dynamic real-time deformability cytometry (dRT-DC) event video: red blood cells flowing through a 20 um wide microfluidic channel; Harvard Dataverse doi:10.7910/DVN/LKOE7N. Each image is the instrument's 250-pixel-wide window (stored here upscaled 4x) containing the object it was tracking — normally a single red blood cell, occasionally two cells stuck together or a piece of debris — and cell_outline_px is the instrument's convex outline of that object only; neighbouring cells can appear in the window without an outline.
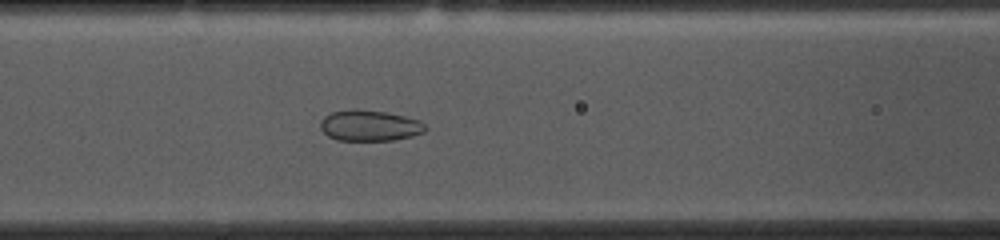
{"species": "common noctule bat (a hibernating species)", "species_latin": "Nyctalus noctula", "temperature_condition": "cold", "stored_images_in_passage": 53, "camera_frame_rate_fps": 3000, "um_per_image_px": 0.085, "animal": {"sex": "female", "body_mass_g": 10.0, "forearm_length_mm": 53.1}, "frame": {"image": 1, "passage_image": 21, "time_ms": 6.667, "image_size_px": [1000, 240], "cell_outline_px": [[428, 128], [424, 132], [412, 136], [392, 140], [336, 140], [328, 136], [320, 128], [320, 120], [324, 116], [332, 112], [356, 108], [388, 112], [420, 120]], "centroid_in_image_um": [31.41, 10.66], "position_along_channel_um": 135.2, "area_um2": 19.07}}
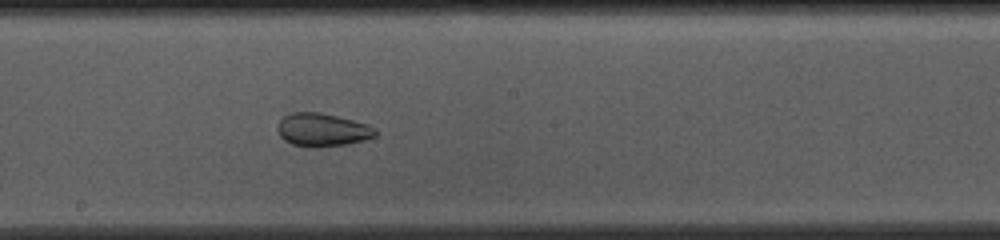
{"frame": {"image": 2, "passage_image": 28, "time_ms": 9.0, "image_size_px": [1000, 240], "cell_outline_px": [[376, 136], [364, 140], [348, 144], [316, 148], [312, 148], [292, 144], [284, 140], [280, 136], [276, 128], [280, 120], [284, 116], [292, 112], [320, 112], [368, 124], [376, 128]], "centroid_in_image_um": [27.39, 11.05], "position_along_channel_um": 220.8, "area_um2": 19.07}}
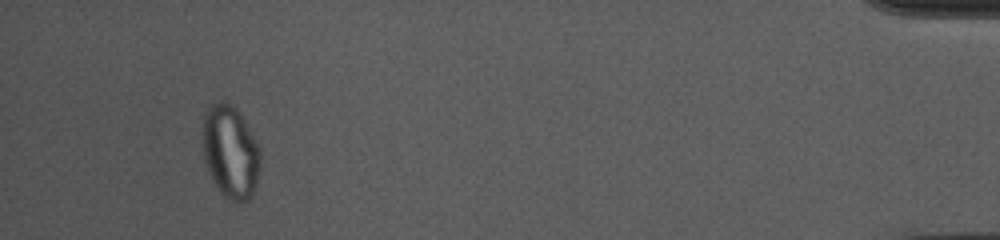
{"frame": {"image": 3, "passage_image": 50, "time_ms": 16.333, "image_size_px": [1000, 240], "cell_outline_px": [[260, 164], [256, 184], [252, 196], [244, 204], [240, 204], [228, 200], [220, 192], [212, 180], [208, 172], [204, 160], [204, 116], [208, 108], [212, 104], [220, 100], [224, 100], [232, 104], [236, 108], [260, 148]], "centroid_in_image_um": [19.6, 12.96], "position_along_channel_um": 415.6, "area_um2": 31.21}}